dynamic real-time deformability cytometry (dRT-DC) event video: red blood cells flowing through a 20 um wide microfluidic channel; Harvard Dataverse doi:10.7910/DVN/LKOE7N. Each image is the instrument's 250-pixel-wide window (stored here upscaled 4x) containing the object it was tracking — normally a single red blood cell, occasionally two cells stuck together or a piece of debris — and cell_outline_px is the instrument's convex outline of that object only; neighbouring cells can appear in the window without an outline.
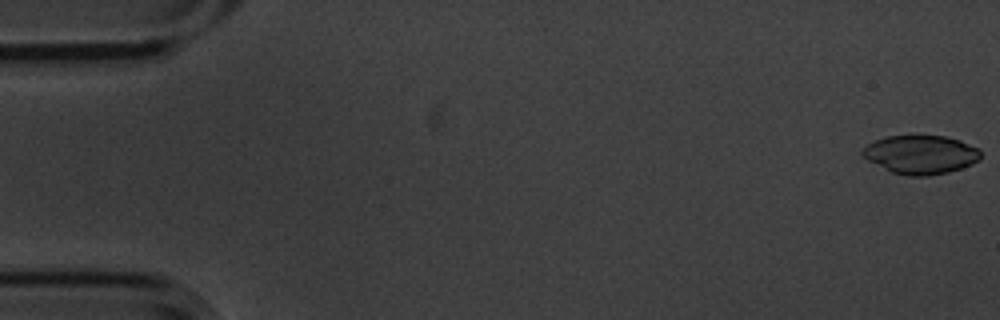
{"species": "common noctule bat (a hibernating species)", "species_latin": "Nyctalus noctula", "temperature_condition": "cold", "stored_images_in_passage": 3, "camera_frame_rate_fps": 3000, "um_per_image_px": 0.085, "animal": {"sex": "male", "body_mass_g": 20.1, "forearm_length_mm": 53.5}, "frame": {"image": 1, "passage_image": 1, "time_ms": 0.0, "image_size_px": [1000, 320], "cell_outline_px": [[980, 156], [972, 164], [948, 172], [928, 176], [908, 176], [892, 172], [868, 160], [860, 152], [868, 144], [876, 140], [888, 136], [944, 136], [960, 140], [976, 148], [980, 152]], "centroid_in_image_um": [78.24, 13.14], "position_along_channel_um": 6.8, "area_um2": 26.18}}